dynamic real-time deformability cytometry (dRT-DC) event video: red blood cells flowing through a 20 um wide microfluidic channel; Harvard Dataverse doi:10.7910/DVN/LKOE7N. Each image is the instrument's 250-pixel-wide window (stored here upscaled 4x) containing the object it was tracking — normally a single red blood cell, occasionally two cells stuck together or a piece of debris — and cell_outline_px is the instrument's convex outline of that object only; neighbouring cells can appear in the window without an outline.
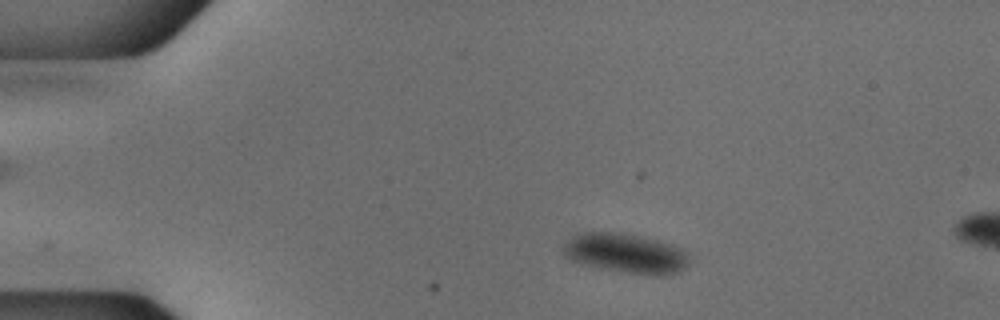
{"species": "common noctule bat (a hibernating species)", "species_latin": "Nyctalus noctula", "temperature_condition": "cold", "stored_images_in_passage": 10, "camera_frame_rate_fps": 3000, "um_per_image_px": 0.085, "animal": {"sex": "male", "body_mass_g": 18.8}, "frame": {"image": 1, "passage_image": 6, "time_ms": 1.667, "image_size_px": [1000, 320], "cell_outline_px": [[692, 256], [688, 264], [680, 272], [668, 276], [656, 276], [624, 272], [600, 268], [580, 264], [572, 260], [564, 252], [564, 244], [568, 240], [580, 232], [620, 232], [640, 236], [672, 244], [680, 248]], "centroid_in_image_um": [53.26, 21.55], "position_along_channel_um": 31.7, "area_um2": 29.36}}